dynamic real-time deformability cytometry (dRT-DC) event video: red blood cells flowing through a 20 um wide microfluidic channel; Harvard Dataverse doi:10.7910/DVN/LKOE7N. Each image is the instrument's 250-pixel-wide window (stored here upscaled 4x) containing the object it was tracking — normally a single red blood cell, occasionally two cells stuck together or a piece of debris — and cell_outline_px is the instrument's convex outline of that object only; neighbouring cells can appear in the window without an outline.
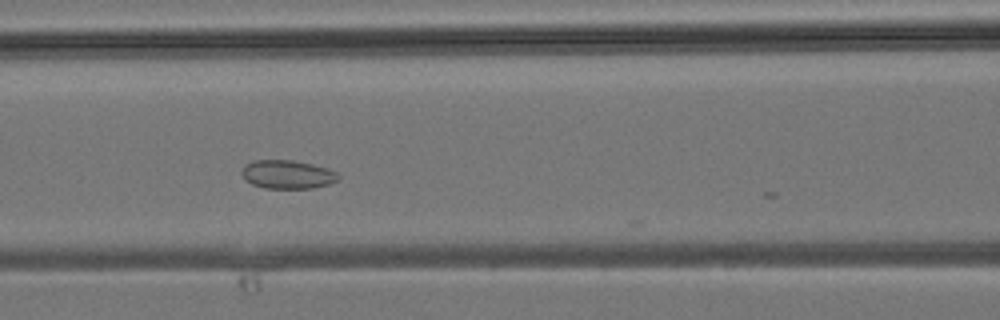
{"species": "common noctule bat (a hibernating species)", "species_latin": "Nyctalus noctula", "temperature_condition": "room temperature", "stored_images_in_passage": 16, "camera_frame_rate_fps": 3000, "um_per_image_px": 0.085, "animal": {"sex": "male", "body_mass_g": 19.2, "forearm_length_mm": 51.8}, "frame": {"image": 1, "passage_image": 13, "time_ms": 4.0, "image_size_px": [1000, 320], "cell_outline_px": [[340, 176], [336, 180], [328, 184], [312, 188], [264, 188], [252, 184], [240, 172], [244, 164], [252, 160], [292, 160], [312, 164], [328, 168], [336, 172]], "centroid_in_image_um": [24.41, 14.81], "position_along_channel_um": 142.2, "area_um2": 16.01}}
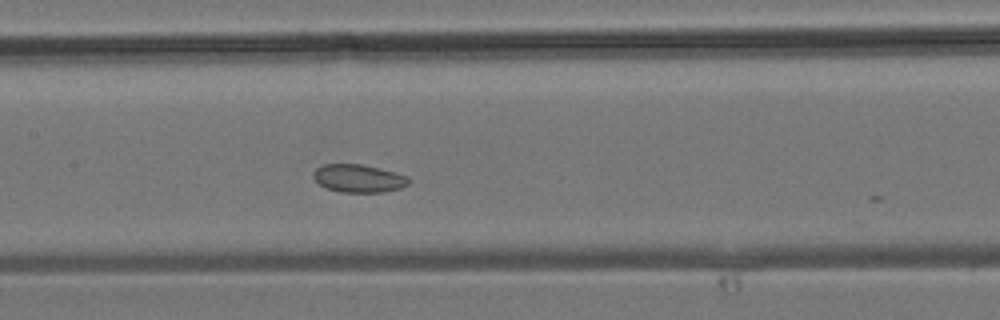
{"frame": {"image": 2, "passage_image": 15, "time_ms": 4.667, "image_size_px": [1000, 320], "cell_outline_px": [[412, 180], [408, 184], [400, 188], [384, 192], [340, 192], [328, 188], [320, 184], [312, 176], [312, 172], [320, 164], [360, 164], [380, 168], [396, 172], [408, 176]], "centroid_in_image_um": [30.49, 15.15], "position_along_channel_um": 176.9, "area_um2": 15.66}}